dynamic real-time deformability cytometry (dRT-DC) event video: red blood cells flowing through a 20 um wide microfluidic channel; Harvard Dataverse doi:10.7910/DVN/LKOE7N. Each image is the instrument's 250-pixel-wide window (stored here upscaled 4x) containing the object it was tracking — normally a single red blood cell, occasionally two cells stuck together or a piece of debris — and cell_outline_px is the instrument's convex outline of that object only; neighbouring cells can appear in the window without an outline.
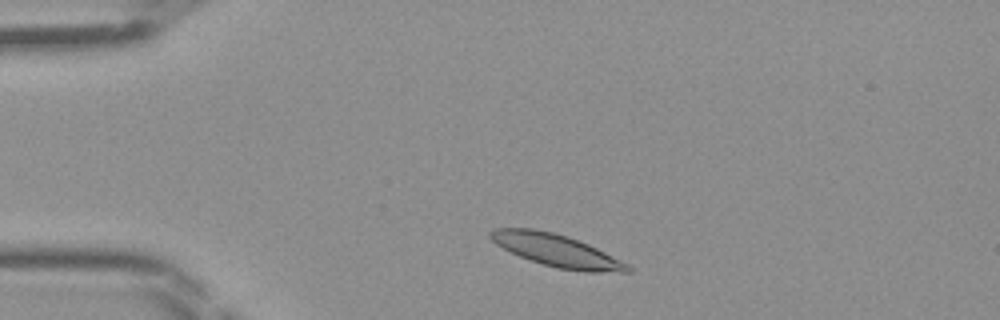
{"species": "Egyptian fruit bat (a non-hibernating species)", "species_latin": "Rousettus aegyptiacus", "temperature_condition": "room temperature", "stored_images_in_passage": 39, "camera_frame_rate_fps": 3000, "um_per_image_px": 0.085, "frame": {"image": 1, "passage_image": 3, "time_ms": 0.667, "image_size_px": [1000, 320], "cell_outline_px": [[632, 272], [584, 272], [556, 268], [520, 256], [496, 244], [488, 236], [488, 232], [492, 228], [532, 228], [552, 232], [568, 236], [588, 244], [628, 264], [632, 268]], "centroid_in_image_um": [47.31, 21.29], "position_along_channel_um": 37.7, "area_um2": 25.72}}
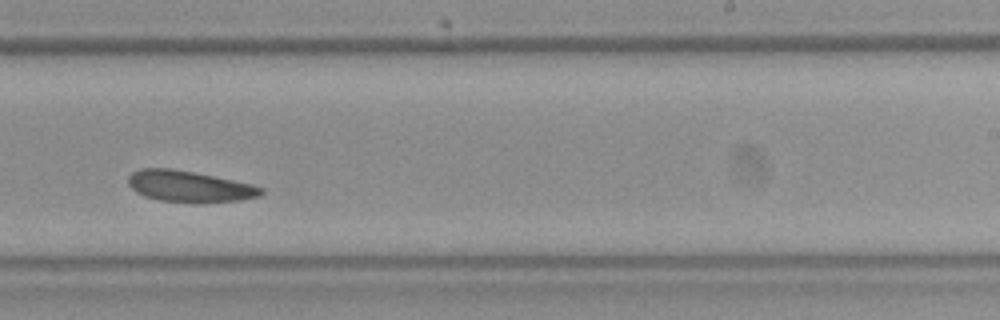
{"frame": {"image": 2, "passage_image": 22, "time_ms": 7.0, "image_size_px": [1000, 320], "cell_outline_px": [[264, 192], [260, 196], [240, 200], [200, 204], [192, 204], [160, 200], [144, 196], [136, 192], [128, 184], [128, 176], [132, 172], [140, 168], [168, 168], [192, 172], [252, 184], [264, 188]], "centroid_in_image_um": [16.09, 15.87], "position_along_channel_um": 272.9, "area_um2": 24.45}}
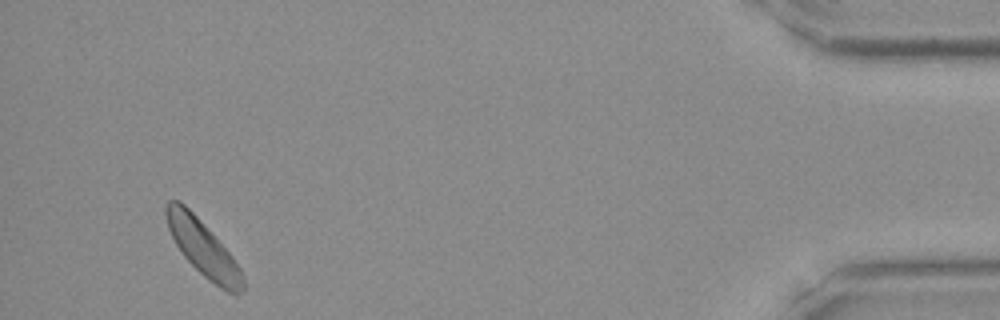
{"frame": {"image": 3, "passage_image": 37, "time_ms": 12.0, "image_size_px": [1000, 320], "cell_outline_px": [[244, 288], [236, 296], [220, 288], [208, 280], [184, 256], [176, 244], [168, 228], [164, 212], [164, 208], [168, 200], [180, 200], [200, 220], [232, 256], [240, 268], [244, 276]], "centroid_in_image_um": [17.26, 21.11], "position_along_channel_um": 417.9, "area_um2": 24.57}}